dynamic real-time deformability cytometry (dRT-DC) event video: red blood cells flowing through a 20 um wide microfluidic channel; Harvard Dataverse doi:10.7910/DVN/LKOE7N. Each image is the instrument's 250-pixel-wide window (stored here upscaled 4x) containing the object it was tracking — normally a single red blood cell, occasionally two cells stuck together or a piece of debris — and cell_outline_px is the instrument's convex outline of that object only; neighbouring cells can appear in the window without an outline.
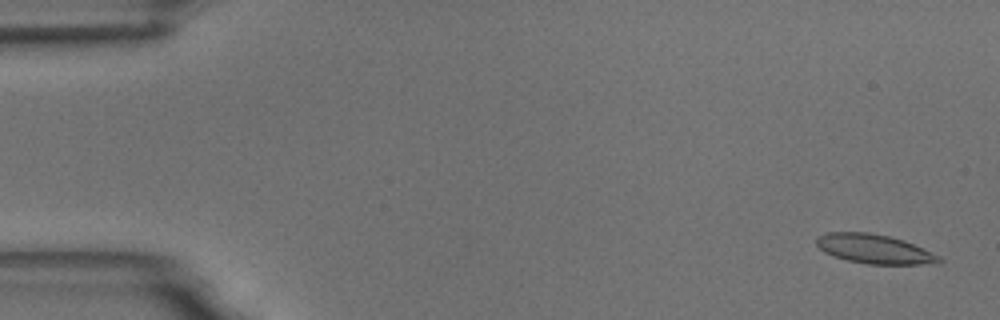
{"species": "common noctule bat (a hibernating species)", "species_latin": "Nyctalus noctula", "temperature_condition": "room temperature", "stored_images_in_passage": 56, "camera_frame_rate_fps": 3000, "um_per_image_px": 0.085, "animal": {"sex": "male", "body_mass_g": 18.8}, "frame": {"image": 1, "passage_image": 2, "time_ms": 0.333, "image_size_px": [1000, 320], "cell_outline_px": [[944, 260], [940, 264], [864, 264], [832, 256], [824, 252], [816, 244], [816, 236], [828, 232], [868, 232], [888, 236], [904, 240], [940, 256]], "centroid_in_image_um": [74.32, 21.17], "position_along_channel_um": 10.7, "area_um2": 21.04}}
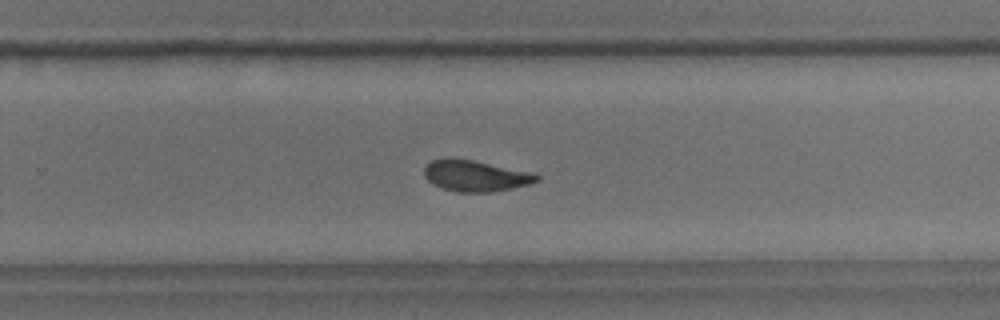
{"frame": {"image": 2, "passage_image": 36, "time_ms": 11.667, "image_size_px": [1000, 320], "cell_outline_px": [[540, 180], [532, 184], [488, 192], [456, 192], [440, 188], [432, 184], [424, 176], [424, 168], [432, 160], [448, 156], [452, 156], [472, 160], [528, 172], [540, 176]], "centroid_in_image_um": [40.34, 14.94], "position_along_channel_um": 289.5, "area_um2": 20.46}}
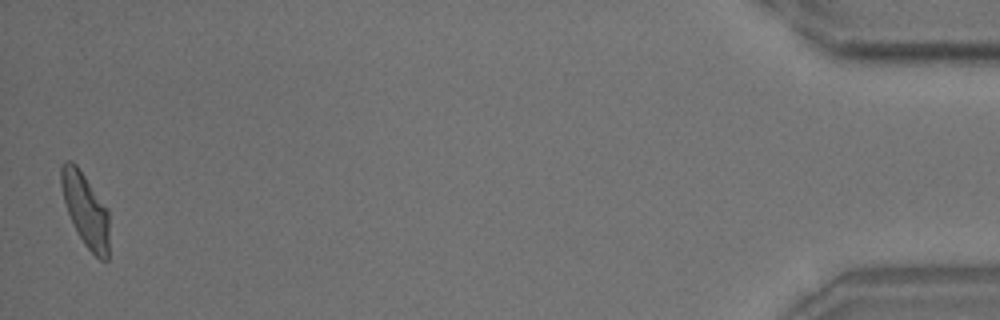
{"frame": {"image": 3, "passage_image": 55, "time_ms": 18.0, "image_size_px": [1000, 320], "cell_outline_px": [[108, 260], [100, 260], [84, 244], [76, 232], [68, 212], [64, 200], [60, 184], [60, 168], [64, 160], [72, 160], [76, 164], [108, 208]], "centroid_in_image_um": [7.25, 17.8], "position_along_channel_um": 427.9, "area_um2": 20.58}, "authors_computed_cell_mechanics": {"area_um2": 20.9236, "velocity_mm_per_s": 3.6237, "shape_relaxation_time_tau1_ms": 5.3281, "shape_relaxation_time_tau2_ms": 2.2518, "deformation_change_tau1": 0.1695, "deformation_change_tau2": 0.0956}}